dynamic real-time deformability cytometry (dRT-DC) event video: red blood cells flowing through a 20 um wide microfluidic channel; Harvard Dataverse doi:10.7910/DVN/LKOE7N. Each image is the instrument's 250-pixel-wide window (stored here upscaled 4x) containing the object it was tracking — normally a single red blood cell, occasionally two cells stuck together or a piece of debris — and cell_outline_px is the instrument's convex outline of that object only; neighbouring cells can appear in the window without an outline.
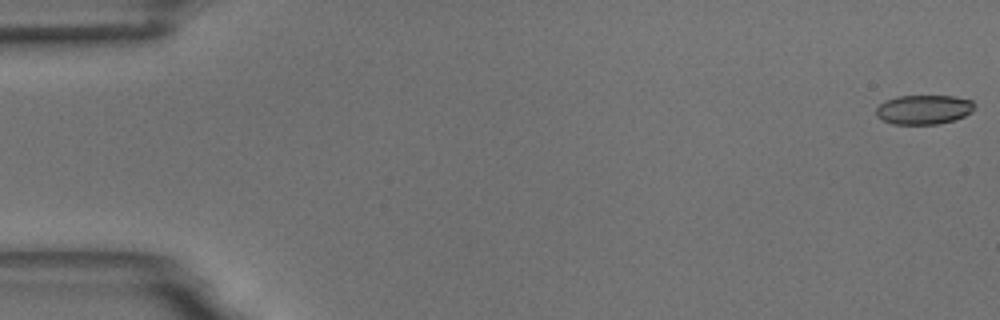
{"species": "common noctule bat (a hibernating species)", "species_latin": "Nyctalus noctula", "temperature_condition": "room temperature", "stored_images_in_passage": 56, "camera_frame_rate_fps": 3000, "um_per_image_px": 0.085, "animal": {"sex": "male", "body_mass_g": 18.8}, "frame": {"image": 1, "passage_image": 1, "time_ms": 0.0, "image_size_px": [1000, 320], "cell_outline_px": [[972, 112], [956, 120], [940, 124], [892, 124], [876, 116], [876, 108], [884, 100], [896, 96], [952, 96], [972, 100]], "centroid_in_image_um": [78.49, 9.32], "position_along_channel_um": 6.5, "area_um2": 16.88}}
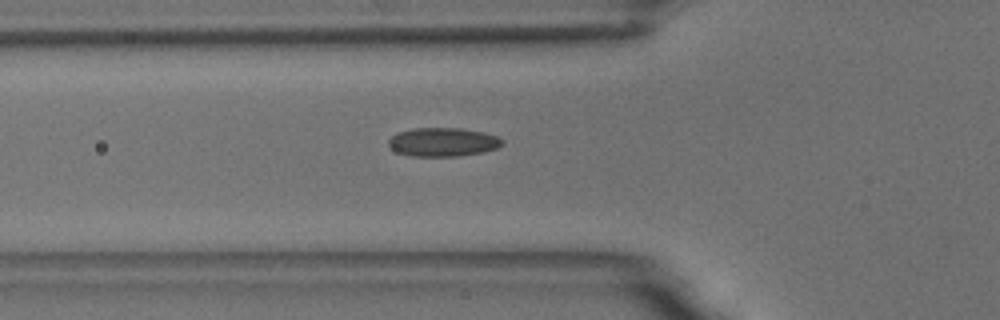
{"frame": {"image": 2, "passage_image": 20, "time_ms": 6.333, "image_size_px": [1000, 320], "cell_outline_px": [[504, 144], [496, 148], [484, 152], [460, 156], [408, 156], [396, 152], [388, 144], [388, 140], [392, 136], [400, 132], [412, 128], [460, 128], [484, 132], [496, 136], [504, 140]], "centroid_in_image_um": [37.66, 12.08], "position_along_channel_um": 88.1, "area_um2": 19.13}}
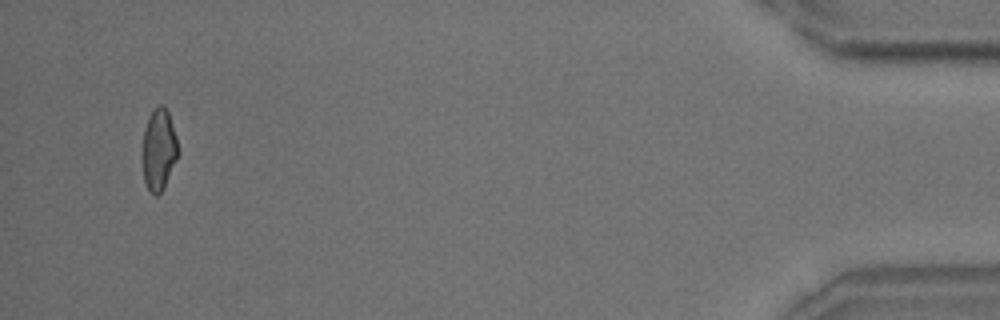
{"frame": {"image": 3, "passage_image": 54, "time_ms": 17.667, "image_size_px": [1000, 320], "cell_outline_px": [[180, 152], [164, 188], [156, 196], [148, 188], [144, 180], [140, 152], [144, 128], [148, 116], [160, 104], [164, 104], [168, 112], [176, 136]], "centroid_in_image_um": [13.48, 12.71], "position_along_channel_um": 421.7, "area_um2": 17.4}, "authors_computed_cell_mechanics": {"area_um2": 17.9469, "velocity_mm_per_s": 3.6271, "shape_relaxation_time_tau1_ms": 8.8838, "shape_relaxation_time_tau2_ms": 2.7167, "deformation_change_tau1": 0.1481, "deformation_change_tau2": 0.0931}}